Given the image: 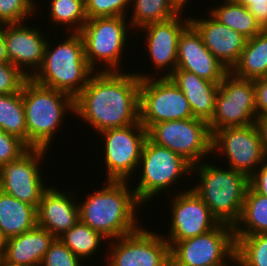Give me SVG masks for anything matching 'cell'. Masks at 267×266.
<instances>
[{"mask_svg":"<svg viewBox=\"0 0 267 266\" xmlns=\"http://www.w3.org/2000/svg\"><path fill=\"white\" fill-rule=\"evenodd\" d=\"M141 79L132 71H97L75 98V114L97 133L139 121Z\"/></svg>","mask_w":267,"mask_h":266,"instance_id":"cell-1","label":"cell"},{"mask_svg":"<svg viewBox=\"0 0 267 266\" xmlns=\"http://www.w3.org/2000/svg\"><path fill=\"white\" fill-rule=\"evenodd\" d=\"M128 182L131 183L106 180L105 187L86 194V199L78 202L79 220L108 241L131 234L141 227L136 212L143 205Z\"/></svg>","mask_w":267,"mask_h":266,"instance_id":"cell-2","label":"cell"},{"mask_svg":"<svg viewBox=\"0 0 267 266\" xmlns=\"http://www.w3.org/2000/svg\"><path fill=\"white\" fill-rule=\"evenodd\" d=\"M57 46L47 40L41 68L31 77L36 83L66 93L74 99L95 72L87 62L79 32H70Z\"/></svg>","mask_w":267,"mask_h":266,"instance_id":"cell-3","label":"cell"},{"mask_svg":"<svg viewBox=\"0 0 267 266\" xmlns=\"http://www.w3.org/2000/svg\"><path fill=\"white\" fill-rule=\"evenodd\" d=\"M27 145L48 149L68 111L75 114V99L56 89L45 87L28 78L22 87Z\"/></svg>","mask_w":267,"mask_h":266,"instance_id":"cell-4","label":"cell"},{"mask_svg":"<svg viewBox=\"0 0 267 266\" xmlns=\"http://www.w3.org/2000/svg\"><path fill=\"white\" fill-rule=\"evenodd\" d=\"M226 168L204 161L193 165L192 173H198L200 180L190 189L209 207L220 223L234 226L241 215L249 177Z\"/></svg>","mask_w":267,"mask_h":266,"instance_id":"cell-5","label":"cell"},{"mask_svg":"<svg viewBox=\"0 0 267 266\" xmlns=\"http://www.w3.org/2000/svg\"><path fill=\"white\" fill-rule=\"evenodd\" d=\"M138 165L137 170L139 169L141 174H138L140 177L137 178L136 188H132H134L137 200L142 205L151 201L158 194L161 195L163 190L170 191L167 189L173 188L178 181L181 182L179 179L182 176L192 173L193 166L181 155L156 145L148 138L143 145Z\"/></svg>","mask_w":267,"mask_h":266,"instance_id":"cell-6","label":"cell"},{"mask_svg":"<svg viewBox=\"0 0 267 266\" xmlns=\"http://www.w3.org/2000/svg\"><path fill=\"white\" fill-rule=\"evenodd\" d=\"M127 21L124 16H110L87 19L85 22L79 33L84 41L88 65L95 72L99 68L103 72L123 70L120 66L121 58L126 50L125 46L127 47L125 44L131 27Z\"/></svg>","mask_w":267,"mask_h":266,"instance_id":"cell-7","label":"cell"},{"mask_svg":"<svg viewBox=\"0 0 267 266\" xmlns=\"http://www.w3.org/2000/svg\"><path fill=\"white\" fill-rule=\"evenodd\" d=\"M134 73L141 79L139 122L146 130L156 123L194 118L186 97L169 77Z\"/></svg>","mask_w":267,"mask_h":266,"instance_id":"cell-8","label":"cell"},{"mask_svg":"<svg viewBox=\"0 0 267 266\" xmlns=\"http://www.w3.org/2000/svg\"><path fill=\"white\" fill-rule=\"evenodd\" d=\"M170 260L173 266H230L235 262L233 226L220 223L207 233L177 241L170 247Z\"/></svg>","mask_w":267,"mask_h":266,"instance_id":"cell-9","label":"cell"},{"mask_svg":"<svg viewBox=\"0 0 267 266\" xmlns=\"http://www.w3.org/2000/svg\"><path fill=\"white\" fill-rule=\"evenodd\" d=\"M147 138L181 155L192 165L206 161L212 153V133L207 122L189 118L153 124ZM206 157V158H205Z\"/></svg>","mask_w":267,"mask_h":266,"instance_id":"cell-10","label":"cell"},{"mask_svg":"<svg viewBox=\"0 0 267 266\" xmlns=\"http://www.w3.org/2000/svg\"><path fill=\"white\" fill-rule=\"evenodd\" d=\"M100 136L104 137L102 141L105 155L101 157L106 164V180L130 181L131 175L137 174L147 130L138 121L125 127L104 130L100 132Z\"/></svg>","mask_w":267,"mask_h":266,"instance_id":"cell-11","label":"cell"},{"mask_svg":"<svg viewBox=\"0 0 267 266\" xmlns=\"http://www.w3.org/2000/svg\"><path fill=\"white\" fill-rule=\"evenodd\" d=\"M256 117L254 81L229 72L219 84L214 113L208 122L211 133L254 124Z\"/></svg>","mask_w":267,"mask_h":266,"instance_id":"cell-12","label":"cell"},{"mask_svg":"<svg viewBox=\"0 0 267 266\" xmlns=\"http://www.w3.org/2000/svg\"><path fill=\"white\" fill-rule=\"evenodd\" d=\"M108 243L105 266H163L170 259L166 239L143 227Z\"/></svg>","mask_w":267,"mask_h":266,"instance_id":"cell-13","label":"cell"},{"mask_svg":"<svg viewBox=\"0 0 267 266\" xmlns=\"http://www.w3.org/2000/svg\"><path fill=\"white\" fill-rule=\"evenodd\" d=\"M213 152L223 154L229 162H226L227 167L248 177L267 160L255 123L215 131L212 134Z\"/></svg>","mask_w":267,"mask_h":266,"instance_id":"cell-14","label":"cell"},{"mask_svg":"<svg viewBox=\"0 0 267 266\" xmlns=\"http://www.w3.org/2000/svg\"><path fill=\"white\" fill-rule=\"evenodd\" d=\"M47 152V149L30 148L19 159L2 164L0 190L37 209L43 192L49 187L41 177L43 167L39 166Z\"/></svg>","mask_w":267,"mask_h":266,"instance_id":"cell-15","label":"cell"},{"mask_svg":"<svg viewBox=\"0 0 267 266\" xmlns=\"http://www.w3.org/2000/svg\"><path fill=\"white\" fill-rule=\"evenodd\" d=\"M177 191L172 200L169 199L172 204L171 225H168V236L163 235L170 247L177 241L207 233L220 224L209 207L192 189Z\"/></svg>","mask_w":267,"mask_h":266,"instance_id":"cell-16","label":"cell"},{"mask_svg":"<svg viewBox=\"0 0 267 266\" xmlns=\"http://www.w3.org/2000/svg\"><path fill=\"white\" fill-rule=\"evenodd\" d=\"M181 14L166 20L142 27L141 32L145 34L144 46L154 66L157 77H169L177 67L178 40L182 31L190 24L189 17L180 18ZM167 68V69H166ZM166 71V73L163 71ZM166 69V70H165ZM161 70L164 76L157 72ZM169 70V71H168ZM159 74V75H158Z\"/></svg>","mask_w":267,"mask_h":266,"instance_id":"cell-17","label":"cell"},{"mask_svg":"<svg viewBox=\"0 0 267 266\" xmlns=\"http://www.w3.org/2000/svg\"><path fill=\"white\" fill-rule=\"evenodd\" d=\"M31 27L25 22L4 24L8 62L18 68L27 78L33 77L41 68L48 40L39 27Z\"/></svg>","mask_w":267,"mask_h":266,"instance_id":"cell-18","label":"cell"},{"mask_svg":"<svg viewBox=\"0 0 267 266\" xmlns=\"http://www.w3.org/2000/svg\"><path fill=\"white\" fill-rule=\"evenodd\" d=\"M220 84L230 72L204 45L200 34L189 24L178 40L177 67Z\"/></svg>","mask_w":267,"mask_h":266,"instance_id":"cell-19","label":"cell"},{"mask_svg":"<svg viewBox=\"0 0 267 266\" xmlns=\"http://www.w3.org/2000/svg\"><path fill=\"white\" fill-rule=\"evenodd\" d=\"M201 18L189 17L190 24L200 34L207 49L229 70L238 62L246 38L237 31L220 23L210 13Z\"/></svg>","mask_w":267,"mask_h":266,"instance_id":"cell-20","label":"cell"},{"mask_svg":"<svg viewBox=\"0 0 267 266\" xmlns=\"http://www.w3.org/2000/svg\"><path fill=\"white\" fill-rule=\"evenodd\" d=\"M68 192L49 186L43 192L36 209L37 225L47 229L55 238H59L79 221V206L77 199H74L75 193Z\"/></svg>","mask_w":267,"mask_h":266,"instance_id":"cell-21","label":"cell"},{"mask_svg":"<svg viewBox=\"0 0 267 266\" xmlns=\"http://www.w3.org/2000/svg\"><path fill=\"white\" fill-rule=\"evenodd\" d=\"M169 78L186 97L193 117L208 123L214 113L219 84L185 70H174Z\"/></svg>","mask_w":267,"mask_h":266,"instance_id":"cell-22","label":"cell"},{"mask_svg":"<svg viewBox=\"0 0 267 266\" xmlns=\"http://www.w3.org/2000/svg\"><path fill=\"white\" fill-rule=\"evenodd\" d=\"M55 237L36 225L33 229L6 240L3 259L20 266H40Z\"/></svg>","mask_w":267,"mask_h":266,"instance_id":"cell-23","label":"cell"},{"mask_svg":"<svg viewBox=\"0 0 267 266\" xmlns=\"http://www.w3.org/2000/svg\"><path fill=\"white\" fill-rule=\"evenodd\" d=\"M37 225L36 208L0 190V230L6 239Z\"/></svg>","mask_w":267,"mask_h":266,"instance_id":"cell-24","label":"cell"},{"mask_svg":"<svg viewBox=\"0 0 267 266\" xmlns=\"http://www.w3.org/2000/svg\"><path fill=\"white\" fill-rule=\"evenodd\" d=\"M230 72L248 80L267 77V29L246 40L240 58Z\"/></svg>","mask_w":267,"mask_h":266,"instance_id":"cell-25","label":"cell"},{"mask_svg":"<svg viewBox=\"0 0 267 266\" xmlns=\"http://www.w3.org/2000/svg\"><path fill=\"white\" fill-rule=\"evenodd\" d=\"M233 231L234 237L267 234V197L257 193L250 185Z\"/></svg>","mask_w":267,"mask_h":266,"instance_id":"cell-26","label":"cell"},{"mask_svg":"<svg viewBox=\"0 0 267 266\" xmlns=\"http://www.w3.org/2000/svg\"><path fill=\"white\" fill-rule=\"evenodd\" d=\"M130 7L132 13L128 22L130 21L133 31L152 23L164 22L185 12L177 0H131Z\"/></svg>","mask_w":267,"mask_h":266,"instance_id":"cell-27","label":"cell"},{"mask_svg":"<svg viewBox=\"0 0 267 266\" xmlns=\"http://www.w3.org/2000/svg\"><path fill=\"white\" fill-rule=\"evenodd\" d=\"M221 4L208 10V13L220 23L237 31L246 39L254 37L263 30L247 7L233 0H224Z\"/></svg>","mask_w":267,"mask_h":266,"instance_id":"cell-28","label":"cell"},{"mask_svg":"<svg viewBox=\"0 0 267 266\" xmlns=\"http://www.w3.org/2000/svg\"><path fill=\"white\" fill-rule=\"evenodd\" d=\"M59 239L80 259L90 260L100 249L103 241H108L100 233L80 220L66 231ZM90 258V259H89Z\"/></svg>","mask_w":267,"mask_h":266,"instance_id":"cell-29","label":"cell"},{"mask_svg":"<svg viewBox=\"0 0 267 266\" xmlns=\"http://www.w3.org/2000/svg\"><path fill=\"white\" fill-rule=\"evenodd\" d=\"M0 129L8 134L19 137L27 144L22 90L17 93L0 95Z\"/></svg>","mask_w":267,"mask_h":266,"instance_id":"cell-30","label":"cell"},{"mask_svg":"<svg viewBox=\"0 0 267 266\" xmlns=\"http://www.w3.org/2000/svg\"><path fill=\"white\" fill-rule=\"evenodd\" d=\"M50 6L47 13L50 21L55 25H68V32H80L87 16L85 0H49Z\"/></svg>","mask_w":267,"mask_h":266,"instance_id":"cell-31","label":"cell"},{"mask_svg":"<svg viewBox=\"0 0 267 266\" xmlns=\"http://www.w3.org/2000/svg\"><path fill=\"white\" fill-rule=\"evenodd\" d=\"M235 238V266H267V234Z\"/></svg>","mask_w":267,"mask_h":266,"instance_id":"cell-32","label":"cell"},{"mask_svg":"<svg viewBox=\"0 0 267 266\" xmlns=\"http://www.w3.org/2000/svg\"><path fill=\"white\" fill-rule=\"evenodd\" d=\"M35 0H0V23H23L38 10ZM27 18V19H26Z\"/></svg>","mask_w":267,"mask_h":266,"instance_id":"cell-33","label":"cell"},{"mask_svg":"<svg viewBox=\"0 0 267 266\" xmlns=\"http://www.w3.org/2000/svg\"><path fill=\"white\" fill-rule=\"evenodd\" d=\"M130 6L131 0H85L87 19L110 16L128 17Z\"/></svg>","mask_w":267,"mask_h":266,"instance_id":"cell-34","label":"cell"},{"mask_svg":"<svg viewBox=\"0 0 267 266\" xmlns=\"http://www.w3.org/2000/svg\"><path fill=\"white\" fill-rule=\"evenodd\" d=\"M77 257L59 238H55L46 251L40 266H83Z\"/></svg>","mask_w":267,"mask_h":266,"instance_id":"cell-35","label":"cell"},{"mask_svg":"<svg viewBox=\"0 0 267 266\" xmlns=\"http://www.w3.org/2000/svg\"><path fill=\"white\" fill-rule=\"evenodd\" d=\"M30 147L19 137L0 129V166L19 159Z\"/></svg>","mask_w":267,"mask_h":266,"instance_id":"cell-36","label":"cell"},{"mask_svg":"<svg viewBox=\"0 0 267 266\" xmlns=\"http://www.w3.org/2000/svg\"><path fill=\"white\" fill-rule=\"evenodd\" d=\"M27 79L10 62L0 63V95L20 92Z\"/></svg>","mask_w":267,"mask_h":266,"instance_id":"cell-37","label":"cell"},{"mask_svg":"<svg viewBox=\"0 0 267 266\" xmlns=\"http://www.w3.org/2000/svg\"><path fill=\"white\" fill-rule=\"evenodd\" d=\"M244 7L255 17L263 30L267 29V0H233Z\"/></svg>","mask_w":267,"mask_h":266,"instance_id":"cell-38","label":"cell"},{"mask_svg":"<svg viewBox=\"0 0 267 266\" xmlns=\"http://www.w3.org/2000/svg\"><path fill=\"white\" fill-rule=\"evenodd\" d=\"M254 81L255 105L257 116L267 115V77L258 78Z\"/></svg>","mask_w":267,"mask_h":266,"instance_id":"cell-39","label":"cell"},{"mask_svg":"<svg viewBox=\"0 0 267 266\" xmlns=\"http://www.w3.org/2000/svg\"><path fill=\"white\" fill-rule=\"evenodd\" d=\"M249 185L267 197V160L249 177Z\"/></svg>","mask_w":267,"mask_h":266,"instance_id":"cell-40","label":"cell"},{"mask_svg":"<svg viewBox=\"0 0 267 266\" xmlns=\"http://www.w3.org/2000/svg\"><path fill=\"white\" fill-rule=\"evenodd\" d=\"M255 125L258 129L262 148L267 159V115L257 116L255 120Z\"/></svg>","mask_w":267,"mask_h":266,"instance_id":"cell-41","label":"cell"},{"mask_svg":"<svg viewBox=\"0 0 267 266\" xmlns=\"http://www.w3.org/2000/svg\"><path fill=\"white\" fill-rule=\"evenodd\" d=\"M8 62V54L4 41V24L0 23V63Z\"/></svg>","mask_w":267,"mask_h":266,"instance_id":"cell-42","label":"cell"},{"mask_svg":"<svg viewBox=\"0 0 267 266\" xmlns=\"http://www.w3.org/2000/svg\"><path fill=\"white\" fill-rule=\"evenodd\" d=\"M6 240L7 239L4 237L2 231L0 230V258H3L4 256Z\"/></svg>","mask_w":267,"mask_h":266,"instance_id":"cell-43","label":"cell"},{"mask_svg":"<svg viewBox=\"0 0 267 266\" xmlns=\"http://www.w3.org/2000/svg\"><path fill=\"white\" fill-rule=\"evenodd\" d=\"M0 266H20V265L11 264V263L7 262L6 260H4L3 258H1L0 259Z\"/></svg>","mask_w":267,"mask_h":266,"instance_id":"cell-44","label":"cell"},{"mask_svg":"<svg viewBox=\"0 0 267 266\" xmlns=\"http://www.w3.org/2000/svg\"><path fill=\"white\" fill-rule=\"evenodd\" d=\"M185 9H186V5H188V1L190 0H177Z\"/></svg>","mask_w":267,"mask_h":266,"instance_id":"cell-45","label":"cell"},{"mask_svg":"<svg viewBox=\"0 0 267 266\" xmlns=\"http://www.w3.org/2000/svg\"><path fill=\"white\" fill-rule=\"evenodd\" d=\"M163 266H173L171 260L169 259Z\"/></svg>","mask_w":267,"mask_h":266,"instance_id":"cell-46","label":"cell"}]
</instances>
